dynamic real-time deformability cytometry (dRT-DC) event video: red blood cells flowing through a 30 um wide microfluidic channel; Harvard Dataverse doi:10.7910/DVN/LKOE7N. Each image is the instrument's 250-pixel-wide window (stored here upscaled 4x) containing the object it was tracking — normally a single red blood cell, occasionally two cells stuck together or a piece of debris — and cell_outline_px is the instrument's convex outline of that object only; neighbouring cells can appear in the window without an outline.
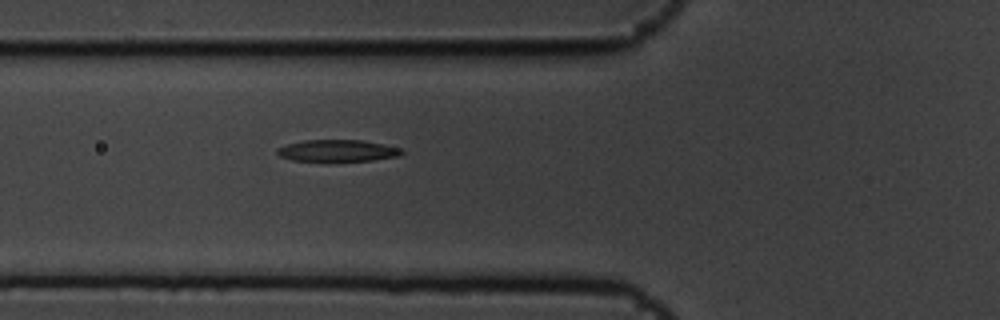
{"species": "common noctule bat (a hibernating species)", "species_latin": "Nyctalus noctula", "temperature_condition": "cold", "stored_images_in_passage": 6, "camera_frame_rate_fps": 3000, "um_per_image_px": 0.085, "animal": {"sex": "male", "body_mass_g": 19.5, "forearm_length_mm": 54.6}, "frame": {"image": 1, "passage_image": 6, "time_ms": 1.667, "image_size_px": [1000, 320], "cell_outline_px": [[404, 152], [400, 156], [372, 160], [292, 160], [280, 156], [276, 152], [276, 148], [288, 144], [304, 140], [364, 140], [404, 148]], "centroid_in_image_um": [28.75, 12.79], "position_along_channel_um": 97.1, "area_um2": 15.66}}